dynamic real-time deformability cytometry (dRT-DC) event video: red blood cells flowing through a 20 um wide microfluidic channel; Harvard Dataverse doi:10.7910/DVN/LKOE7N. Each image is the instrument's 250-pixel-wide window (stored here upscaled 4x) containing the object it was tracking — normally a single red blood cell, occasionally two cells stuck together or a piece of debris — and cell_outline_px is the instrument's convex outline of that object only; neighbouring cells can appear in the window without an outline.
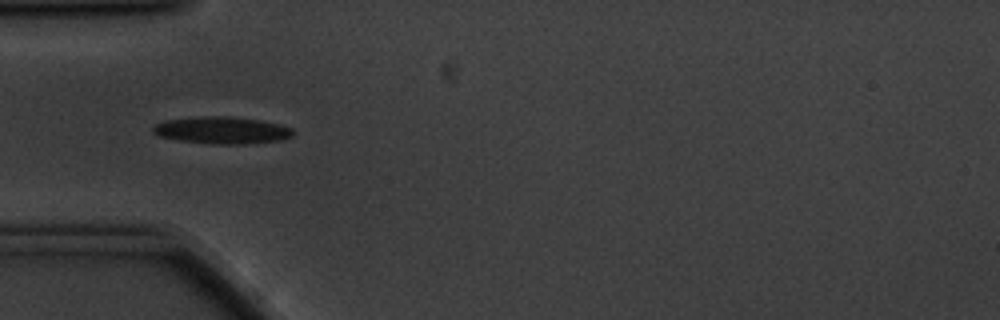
{"species": "common noctule bat (a hibernating species)", "species_latin": "Nyctalus noctula", "temperature_condition": "cold", "stored_images_in_passage": 19, "camera_frame_rate_fps": 3000, "um_per_image_px": 0.085, "animal": {"sex": "male", "body_mass_g": 20.1, "forearm_length_mm": 53.5}, "frame": {"image": 1, "passage_image": 6, "time_ms": 1.667, "image_size_px": [1000, 320], "cell_outline_px": [[292, 136], [280, 140], [244, 144], [212, 144], [180, 140], [156, 136], [152, 132], [152, 128], [156, 124], [164, 120], [204, 116], [228, 116], [260, 120], [280, 124], [292, 128]], "centroid_in_image_um": [18.83, 11.07], "position_along_channel_um": 66.2, "area_um2": 22.08}}